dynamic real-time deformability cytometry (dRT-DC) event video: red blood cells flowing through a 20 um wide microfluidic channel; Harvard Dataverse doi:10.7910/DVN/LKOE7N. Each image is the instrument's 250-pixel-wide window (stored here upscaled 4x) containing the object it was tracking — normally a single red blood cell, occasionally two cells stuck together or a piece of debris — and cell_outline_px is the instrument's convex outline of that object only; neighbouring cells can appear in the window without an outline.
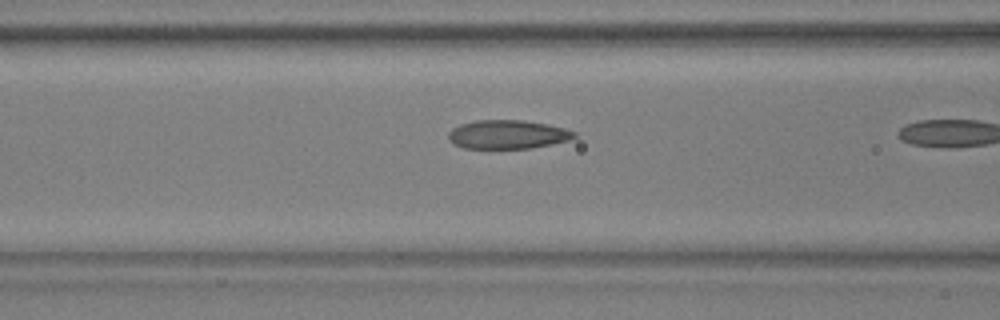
{"species": "common noctule bat (a hibernating species)", "species_latin": "Nyctalus noctula", "temperature_condition": "warm", "stored_images_in_passage": 5, "camera_frame_rate_fps": 3000, "um_per_image_px": 0.085, "animal": {"sex": "male", "body_mass_g": 17.9, "forearm_length_mm": 54.2}, "frame": {"image": 1, "passage_image": 4, "time_ms": 1.0, "image_size_px": [1000, 320], "cell_outline_px": [[576, 136], [568, 140], [552, 144], [532, 148], [464, 148], [452, 144], [448, 140], [448, 132], [452, 128], [460, 124], [476, 120], [524, 120], [548, 124], [564, 128], [576, 132]], "centroid_in_image_um": [43.12, 11.42], "position_along_channel_um": 123.5, "area_um2": 21.21}}